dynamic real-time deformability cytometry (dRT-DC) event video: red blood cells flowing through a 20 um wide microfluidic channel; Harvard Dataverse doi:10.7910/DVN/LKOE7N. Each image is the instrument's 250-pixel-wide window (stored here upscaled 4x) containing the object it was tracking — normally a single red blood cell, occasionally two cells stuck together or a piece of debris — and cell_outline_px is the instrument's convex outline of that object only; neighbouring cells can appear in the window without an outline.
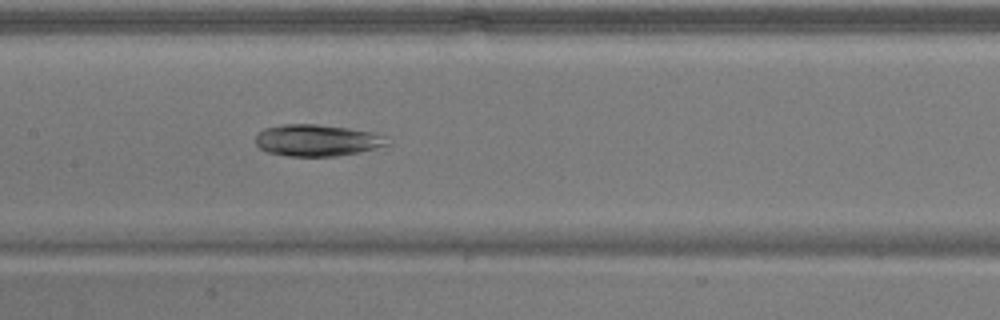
{"species": "common noctule bat (a hibernating species)", "species_latin": "Nyctalus noctula", "temperature_condition": "warm", "stored_images_in_passage": 52, "camera_frame_rate_fps": 3000, "um_per_image_px": 0.085, "animal": {"sex": "male", "body_mass_g": 17.9}, "frame": {"image": 1, "passage_image": 25, "time_ms": 8.0, "image_size_px": [1000, 320], "cell_outline_px": [[392, 144], [376, 148], [336, 156], [288, 156], [268, 152], [260, 148], [256, 144], [256, 132], [264, 128], [284, 124], [316, 124], [348, 128], [372, 132], [384, 136]], "centroid_in_image_um": [26.93, 11.92], "position_along_channel_um": 180.5, "area_um2": 24.28}}
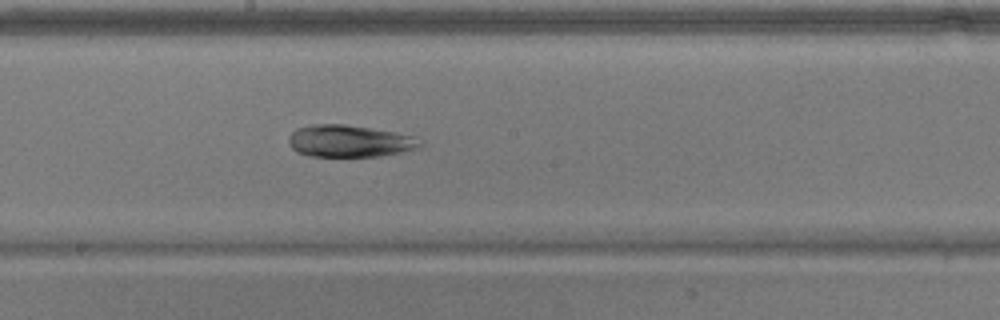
{"frame": {"image": 2, "passage_image": 28, "time_ms": 9.0, "image_size_px": [1000, 320], "cell_outline_px": [[424, 144], [420, 148], [380, 156], [308, 156], [296, 152], [288, 144], [288, 136], [296, 128], [308, 124], [344, 124], [372, 128], [416, 136], [424, 140]], "centroid_in_image_um": [29.72, 11.98], "position_along_channel_um": 218.5, "area_um2": 24.97}}
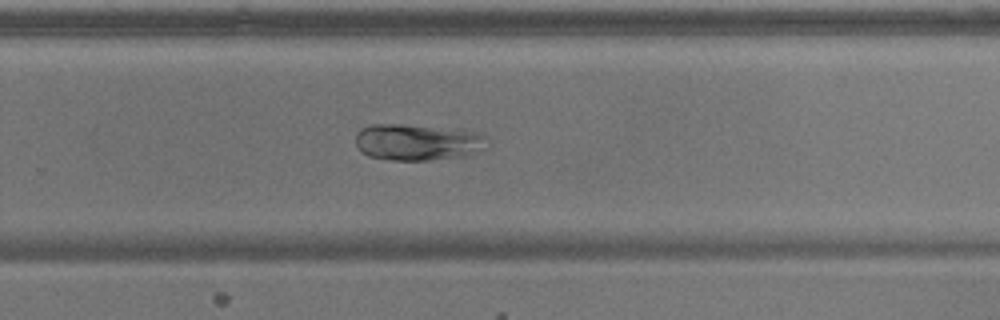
{"frame": {"image": 3, "passage_image": 34, "time_ms": 11.0, "image_size_px": [1000, 320], "cell_outline_px": [[488, 136], [480, 148], [464, 156], [428, 160], [392, 160], [368, 156], [360, 152], [356, 144], [356, 132], [360, 128], [372, 124], [400, 124], [484, 132]], "centroid_in_image_um": [35.41, 12.07], "position_along_channel_um": 294.4, "area_um2": 27.74}}